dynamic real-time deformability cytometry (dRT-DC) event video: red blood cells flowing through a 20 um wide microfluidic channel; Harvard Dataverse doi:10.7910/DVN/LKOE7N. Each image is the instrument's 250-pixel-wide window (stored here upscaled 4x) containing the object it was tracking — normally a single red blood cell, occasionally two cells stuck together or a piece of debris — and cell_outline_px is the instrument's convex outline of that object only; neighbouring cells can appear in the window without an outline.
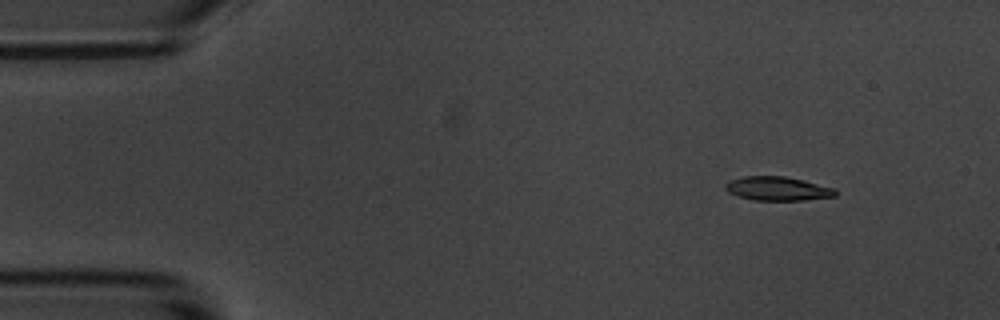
{"species": "common noctule bat (a hibernating species)", "species_latin": "Nyctalus noctula", "temperature_condition": "room temperature", "stored_images_in_passage": 5, "camera_frame_rate_fps": 3000, "um_per_image_px": 0.085, "animal": {"sex": "male", "body_mass_g": 20.1, "forearm_length_mm": 53.5}, "frame": {"image": 1, "passage_image": 2, "time_ms": 1.333, "image_size_px": [1000, 320], "cell_outline_px": [[836, 196], [804, 200], [752, 200], [736, 196], [728, 192], [724, 188], [724, 184], [728, 180], [744, 176], [784, 176], [804, 180], [836, 188]], "centroid_in_image_um": [66.06, 16.03], "position_along_channel_um": 18.9, "area_um2": 15.55}}
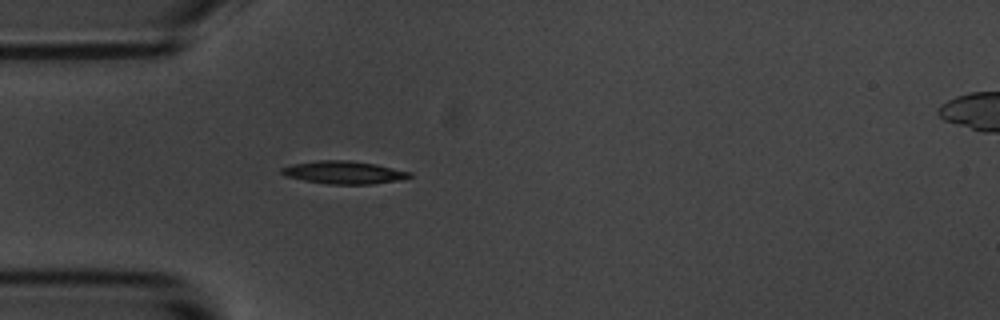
{"frame": {"image": 2, "passage_image": 5, "time_ms": 4.667, "image_size_px": [1000, 320], "cell_outline_px": [[412, 176], [400, 180], [372, 184], [328, 184], [304, 180], [284, 176], [280, 172], [280, 168], [292, 164], [320, 160], [348, 160], [376, 164], [412, 172]], "centroid_in_image_um": [29.22, 14.65], "position_along_channel_um": 55.8, "area_um2": 17.05}}